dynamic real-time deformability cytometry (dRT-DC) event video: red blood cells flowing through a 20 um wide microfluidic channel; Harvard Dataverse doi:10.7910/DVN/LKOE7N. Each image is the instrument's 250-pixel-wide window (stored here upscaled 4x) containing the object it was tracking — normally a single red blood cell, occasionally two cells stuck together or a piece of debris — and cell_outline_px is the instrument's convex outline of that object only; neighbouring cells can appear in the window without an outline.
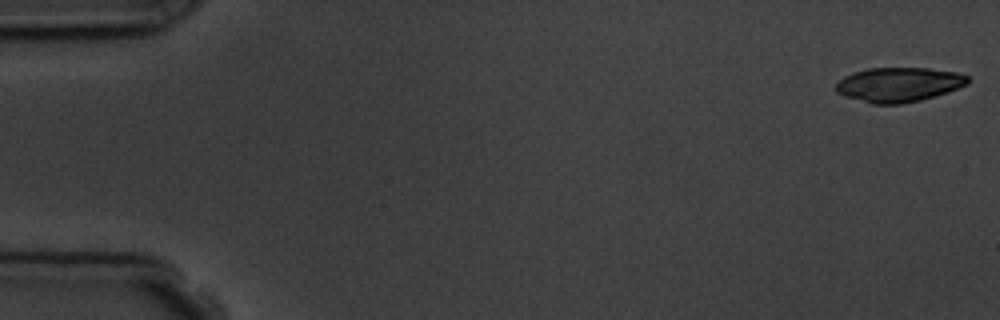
{"species": "common noctule bat (a hibernating species)", "species_latin": "Nyctalus noctula", "temperature_condition": "room temperature", "stored_images_in_passage": 9, "camera_frame_rate_fps": 3000, "um_per_image_px": 0.085, "animal": {"sex": "male", "body_mass_g": 19.5, "forearm_length_mm": 54.6}, "frame": {"image": 1, "passage_image": 1, "time_ms": 0.0, "image_size_px": [1000, 320], "cell_outline_px": [[968, 84], [948, 92], [920, 100], [900, 104], [872, 104], [844, 96], [836, 92], [836, 84], [844, 76], [868, 68], [928, 68], [956, 72], [968, 76]], "centroid_in_image_um": [76.39, 7.19], "position_along_channel_um": 8.6, "area_um2": 26.41}}
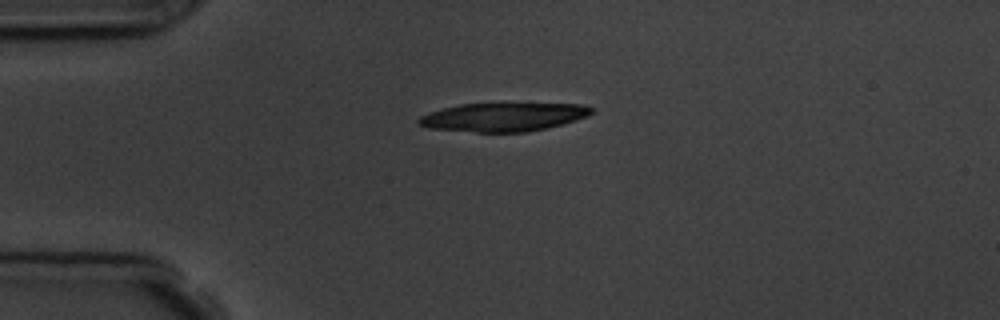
{"frame": {"image": 2, "passage_image": 4, "time_ms": 4.0, "image_size_px": [1000, 320], "cell_outline_px": [[596, 112], [588, 116], [576, 120], [548, 128], [528, 132], [476, 132], [428, 128], [416, 124], [416, 120], [420, 116], [444, 108], [460, 104], [584, 104], [592, 108]], "centroid_in_image_um": [42.8, 9.96], "position_along_channel_um": 42.2, "area_um2": 28.73}}